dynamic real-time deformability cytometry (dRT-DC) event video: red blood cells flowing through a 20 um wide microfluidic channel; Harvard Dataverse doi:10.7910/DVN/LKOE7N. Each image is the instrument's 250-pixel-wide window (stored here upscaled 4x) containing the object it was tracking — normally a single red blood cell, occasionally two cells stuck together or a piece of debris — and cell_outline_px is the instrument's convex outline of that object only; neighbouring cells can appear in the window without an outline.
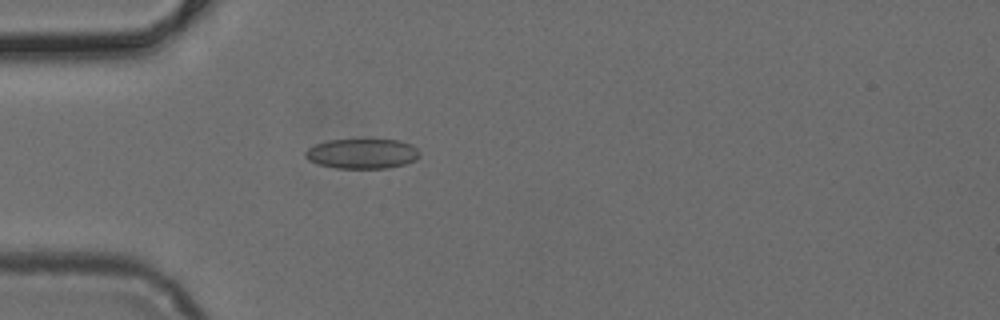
{"species": "common noctule bat (a hibernating species)", "species_latin": "Nyctalus noctula", "temperature_condition": "cold", "stored_images_in_passage": 36, "camera_frame_rate_fps": 3000, "um_per_image_px": 0.085, "animal": {"sex": "female", "body_mass_g": 24.6, "forearm_length_mm": 56.2}, "frame": {"image": 1, "passage_image": 1, "time_ms": 0.0, "image_size_px": [1000, 320], "cell_outline_px": [[420, 156], [416, 160], [404, 164], [388, 168], [336, 168], [320, 164], [308, 160], [304, 156], [304, 152], [308, 148], [316, 144], [328, 140], [364, 136], [400, 140], [412, 144], [420, 152]], "centroid_in_image_um": [30.81, 13.0], "position_along_channel_um": 54.2, "area_um2": 20.98}}
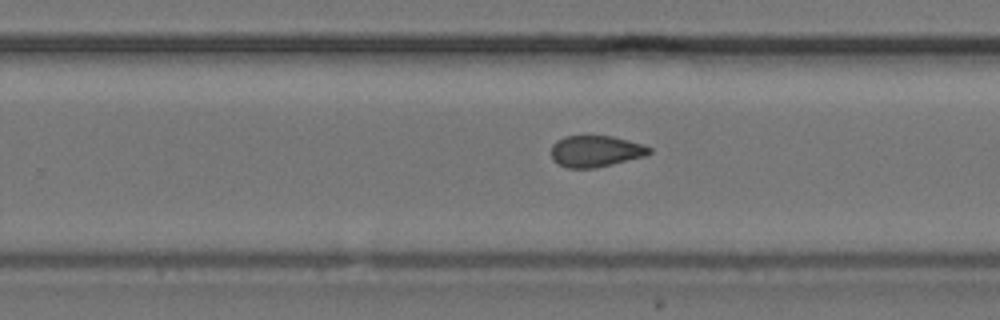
{"frame": {"image": 2, "passage_image": 18, "time_ms": 5.667, "image_size_px": [1000, 320], "cell_outline_px": [[652, 152], [644, 156], [596, 168], [568, 168], [556, 164], [552, 160], [552, 144], [556, 140], [564, 136], [612, 136], [644, 144], [652, 148]], "centroid_in_image_um": [50.61, 12.85], "position_along_channel_um": 279.2, "area_um2": 18.09}}
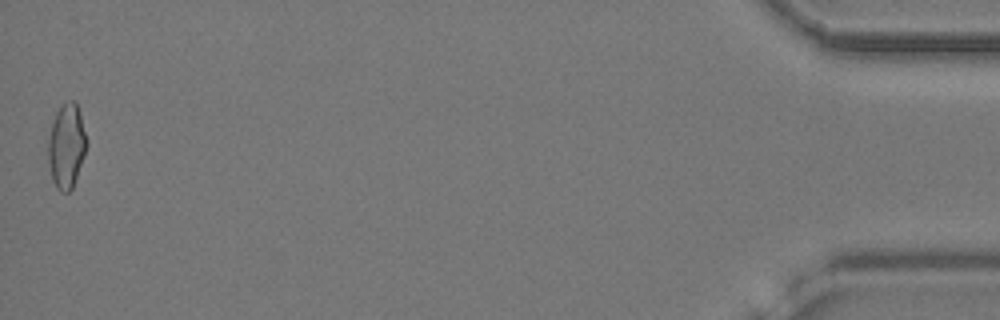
{"frame": {"image": 3, "passage_image": 36, "time_ms": 11.667, "image_size_px": [1000, 320], "cell_outline_px": [[88, 144], [84, 156], [72, 188], [68, 192], [60, 192], [56, 188], [52, 180], [48, 164], [48, 140], [52, 120], [56, 112], [64, 100], [72, 100], [76, 104], [80, 112], [88, 140]], "centroid_in_image_um": [5.65, 12.38], "position_along_channel_um": 429.6, "area_um2": 19.25}}